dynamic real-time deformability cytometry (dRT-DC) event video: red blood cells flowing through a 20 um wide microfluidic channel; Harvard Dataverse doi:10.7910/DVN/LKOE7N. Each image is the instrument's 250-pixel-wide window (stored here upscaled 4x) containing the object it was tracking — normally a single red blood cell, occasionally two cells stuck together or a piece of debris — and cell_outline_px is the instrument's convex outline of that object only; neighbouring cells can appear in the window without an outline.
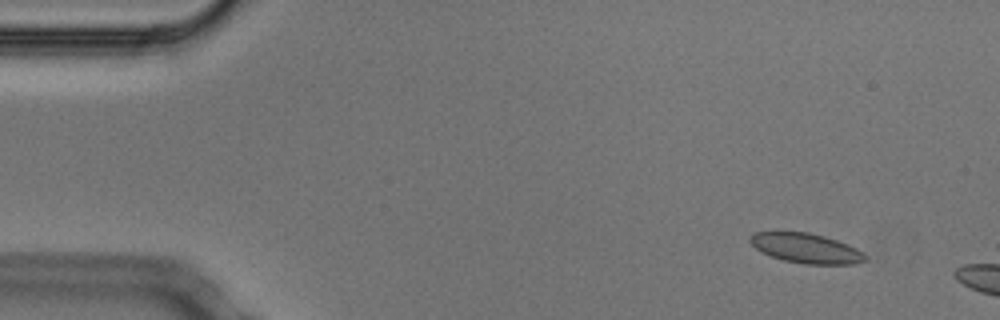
{"species": "Egyptian fruit bat (a non-hibernating species)", "species_latin": "Rousettus aegyptiacus", "temperature_condition": "cold", "stored_images_in_passage": 3, "camera_frame_rate_fps": 3000, "um_per_image_px": 0.085, "animal": {"sex": "male"}, "frame": {"image": 1, "passage_image": 1, "time_ms": 0.0, "image_size_px": [1000, 320], "cell_outline_px": [[868, 256], [864, 260], [856, 264], [804, 264], [784, 260], [760, 252], [748, 240], [756, 232], [808, 232], [824, 236], [848, 244], [864, 252]], "centroid_in_image_um": [68.55, 21.1], "position_along_channel_um": 16.5, "area_um2": 19.88}}